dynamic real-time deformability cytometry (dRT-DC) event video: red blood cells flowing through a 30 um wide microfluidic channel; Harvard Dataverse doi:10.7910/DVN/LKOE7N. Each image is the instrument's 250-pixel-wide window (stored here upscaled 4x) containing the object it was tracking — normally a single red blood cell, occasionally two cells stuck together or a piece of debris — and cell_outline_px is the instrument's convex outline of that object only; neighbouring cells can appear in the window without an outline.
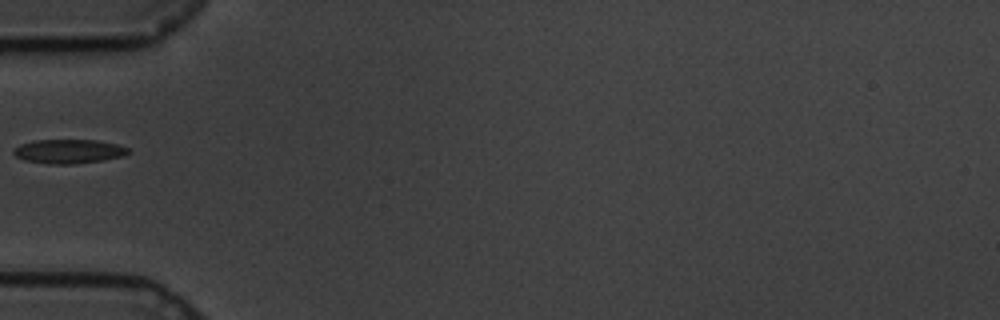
{"species": "common noctule bat (a hibernating species)", "species_latin": "Nyctalus noctula", "temperature_condition": "cold", "stored_images_in_passage": 32, "camera_frame_rate_fps": 3000, "um_per_image_px": 0.085, "animal": {"sex": "male", "body_mass_g": 19.5, "forearm_length_mm": 54.6}, "frame": {"image": 1, "passage_image": 1, "time_ms": 0.0, "image_size_px": [1000, 320], "cell_outline_px": [[128, 152], [124, 156], [104, 160], [72, 164], [48, 164], [24, 160], [16, 156], [12, 152], [12, 148], [20, 144], [36, 140], [96, 140], [116, 144], [128, 148]], "centroid_in_image_um": [5.8, 12.87], "position_along_channel_um": 79.2, "area_um2": 16.13}}
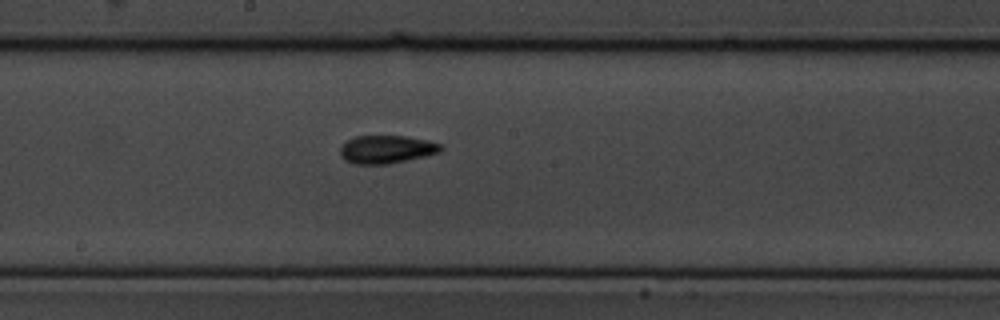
{"frame": {"image": 2, "passage_image": 13, "time_ms": 4.0, "image_size_px": [1000, 320], "cell_outline_px": [[444, 148], [440, 152], [424, 156], [388, 164], [356, 164], [344, 160], [340, 156], [340, 148], [348, 140], [356, 136], [408, 136], [428, 140], [440, 144]], "centroid_in_image_um": [32.86, 12.69], "position_along_channel_um": 215.3, "area_um2": 16.42}}
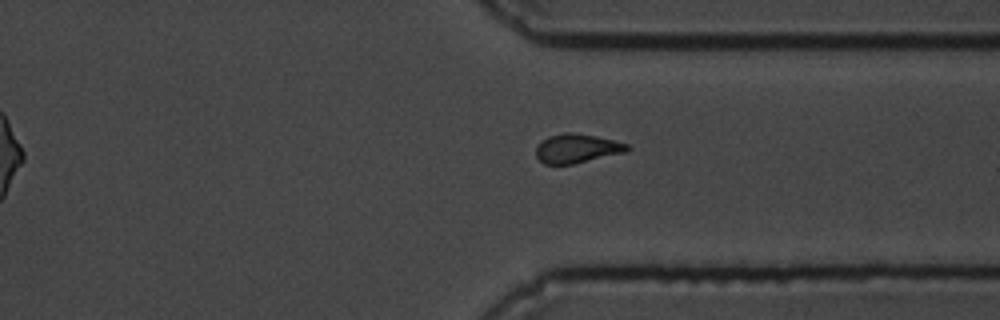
{"frame": {"image": 3, "passage_image": 26, "time_ms": 8.333, "image_size_px": [1000, 320], "cell_outline_px": [[632, 148], [628, 152], [572, 164], [544, 164], [536, 156], [536, 144], [540, 140], [548, 136], [564, 132], [572, 132], [596, 136], [628, 144]], "centroid_in_image_um": [49.03, 12.61], "position_along_channel_um": 362.4, "area_um2": 15.66}}